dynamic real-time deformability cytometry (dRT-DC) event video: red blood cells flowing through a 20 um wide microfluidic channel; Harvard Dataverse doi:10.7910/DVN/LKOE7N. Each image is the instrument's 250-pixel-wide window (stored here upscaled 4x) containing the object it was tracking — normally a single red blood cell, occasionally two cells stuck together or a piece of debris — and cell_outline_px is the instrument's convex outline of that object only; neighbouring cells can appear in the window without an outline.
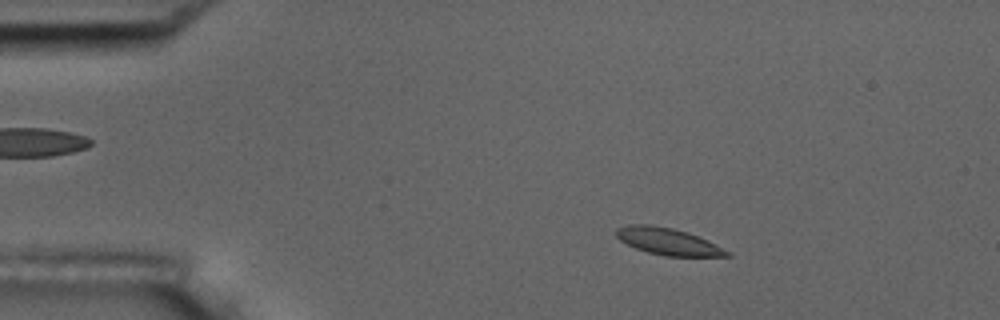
{"species": "common noctule bat (a hibernating species)", "species_latin": "Nyctalus noctula", "temperature_condition": "room temperature", "stored_images_in_passage": 3, "camera_frame_rate_fps": 3000, "um_per_image_px": 0.085, "animal": {"sex": "male", "body_mass_g": 17.5, "forearm_length_mm": 52.3}, "frame": {"image": 1, "passage_image": 1, "time_ms": 0.0, "image_size_px": [1000, 320], "cell_outline_px": [[732, 256], [664, 256], [648, 252], [636, 248], [620, 240], [616, 236], [616, 228], [628, 224], [648, 224], [672, 228], [688, 232], [708, 240], [732, 252]], "centroid_in_image_um": [56.81, 20.52], "position_along_channel_um": 28.2, "area_um2": 17.4}}